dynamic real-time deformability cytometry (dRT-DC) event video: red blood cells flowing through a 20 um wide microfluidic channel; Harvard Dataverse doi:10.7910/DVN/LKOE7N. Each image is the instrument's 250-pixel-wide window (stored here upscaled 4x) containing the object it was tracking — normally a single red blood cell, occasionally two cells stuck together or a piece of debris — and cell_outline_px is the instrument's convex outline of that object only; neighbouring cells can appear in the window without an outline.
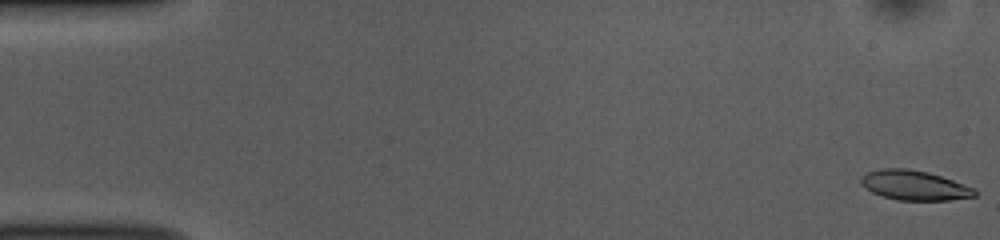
{"species": "common noctule bat (a hibernating species)", "species_latin": "Nyctalus noctula", "temperature_condition": "room temperature", "stored_images_in_passage": 52, "camera_frame_rate_fps": 3000, "um_per_image_px": 0.085, "animal": {"sex": "female", "body_mass_g": 10.0, "forearm_length_mm": 53.1}, "frame": {"image": 1, "passage_image": 1, "time_ms": 0.0, "image_size_px": [1000, 240], "cell_outline_px": [[980, 192], [976, 196], [948, 200], [896, 200], [880, 196], [864, 188], [860, 184], [860, 176], [868, 172], [880, 168], [908, 168], [928, 172], [976, 188]], "centroid_in_image_um": [77.7, 15.75], "position_along_channel_um": 7.3, "area_um2": 20.0}}
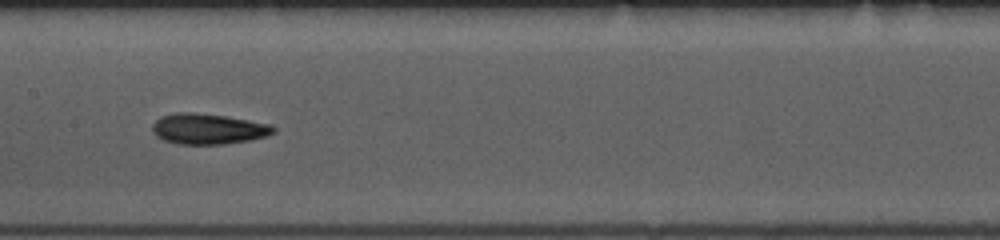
{"frame": {"image": 2, "passage_image": 26, "time_ms": 8.333, "image_size_px": [1000, 240], "cell_outline_px": [[276, 132], [268, 136], [252, 140], [224, 144], [180, 144], [164, 140], [156, 136], [152, 132], [152, 124], [160, 116], [176, 112], [192, 112], [224, 116], [272, 124], [276, 128]], "centroid_in_image_um": [17.71, 10.96], "position_along_channel_um": 189.7, "area_um2": 21.79}}
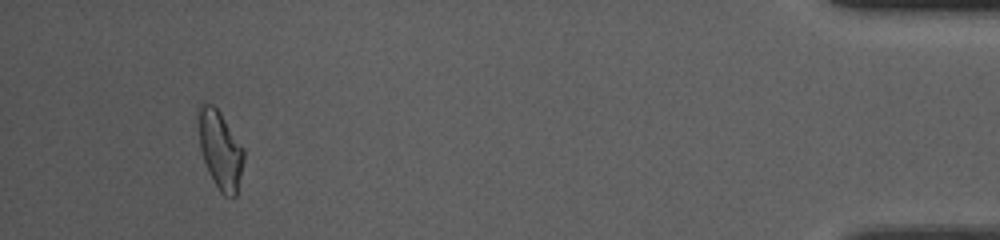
{"frame": {"image": 3, "passage_image": 49, "time_ms": 16.0, "image_size_px": [1000, 240], "cell_outline_px": [[244, 160], [236, 196], [224, 196], [220, 192], [204, 160], [200, 148], [200, 104], [212, 104], [220, 112], [244, 148]], "centroid_in_image_um": [18.77, 12.76], "position_along_channel_um": 416.4, "area_um2": 19.88}, "authors_computed_cell_mechanics": {"area_um2": 20.4034, "velocity_mm_per_s": 3.856, "shape_relaxation_time_tau1_ms": 4.1909, "shape_relaxation_time_tau2_ms": 3.5795, "deformation_change_tau1": 0.1613, "deformation_change_tau2": 0.1282}}